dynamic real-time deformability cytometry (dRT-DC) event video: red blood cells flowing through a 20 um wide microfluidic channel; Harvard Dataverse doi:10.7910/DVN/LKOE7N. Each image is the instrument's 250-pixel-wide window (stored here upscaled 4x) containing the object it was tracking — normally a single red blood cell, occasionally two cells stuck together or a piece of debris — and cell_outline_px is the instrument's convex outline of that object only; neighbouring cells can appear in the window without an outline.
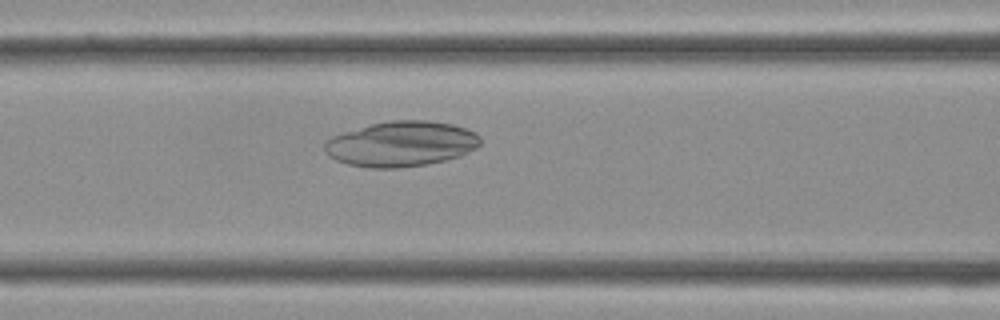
{"species": "Egyptian fruit bat (a non-hibernating species)", "species_latin": "Rousettus aegyptiacus", "temperature_condition": "cold", "stored_images_in_passage": 24, "camera_frame_rate_fps": 3000, "um_per_image_px": 0.085, "frame": {"image": 1, "passage_image": 7, "time_ms": 2.0, "image_size_px": [1000, 320], "cell_outline_px": [[480, 144], [476, 148], [460, 156], [428, 164], [400, 168], [368, 168], [348, 164], [336, 160], [328, 156], [324, 152], [324, 144], [332, 136], [344, 132], [372, 124], [388, 120], [428, 120], [452, 124], [464, 128], [480, 136]], "centroid_in_image_um": [34.08, 12.24], "position_along_channel_um": 132.5, "area_um2": 41.1}}
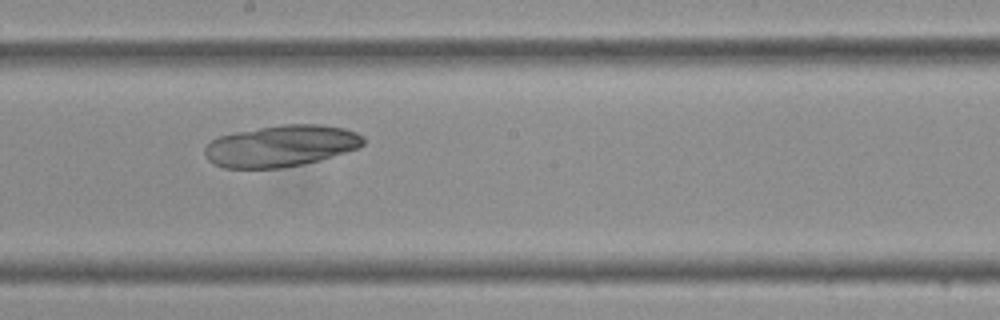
{"frame": {"image": 2, "passage_image": 12, "time_ms": 3.667, "image_size_px": [1000, 320], "cell_outline_px": [[364, 144], [360, 148], [320, 160], [280, 168], [224, 168], [212, 164], [204, 156], [204, 148], [212, 140], [220, 136], [236, 132], [280, 124], [320, 124], [344, 128], [356, 132], [364, 136]], "centroid_in_image_um": [23.89, 12.4], "position_along_channel_um": 224.3, "area_um2": 38.55}}
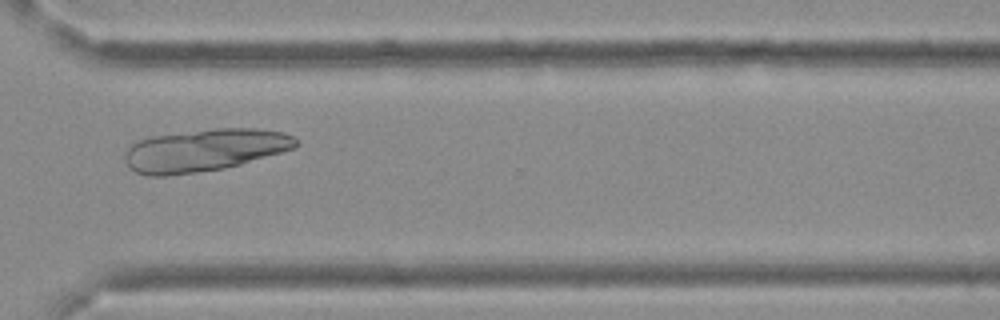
{"frame": {"image": 3, "passage_image": 19, "time_ms": 6.0, "image_size_px": [1000, 320], "cell_outline_px": [[300, 144], [296, 148], [240, 164], [224, 168], [168, 176], [148, 176], [136, 172], [128, 168], [124, 160], [124, 156], [128, 148], [132, 144], [140, 140], [152, 136], [216, 128], [256, 128], [284, 132], [300, 140]], "centroid_in_image_um": [17.4, 12.76], "position_along_channel_um": 353.2, "area_um2": 42.37}}